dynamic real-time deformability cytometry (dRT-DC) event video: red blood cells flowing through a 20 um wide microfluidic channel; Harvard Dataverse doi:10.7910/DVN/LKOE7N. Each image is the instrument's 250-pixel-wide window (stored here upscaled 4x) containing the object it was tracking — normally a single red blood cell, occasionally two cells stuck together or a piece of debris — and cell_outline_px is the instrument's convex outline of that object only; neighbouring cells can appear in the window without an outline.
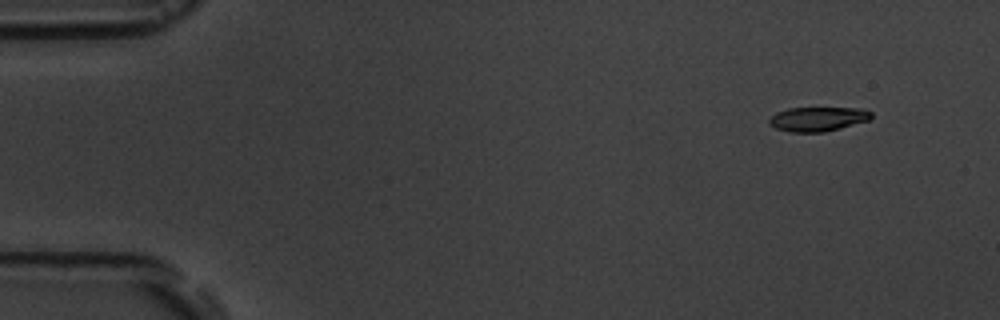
{"species": "common noctule bat (a hibernating species)", "species_latin": "Nyctalus noctula", "temperature_condition": "room temperature", "stored_images_in_passage": 6, "camera_frame_rate_fps": 3000, "um_per_image_px": 0.085, "animal": {"sex": "male", "body_mass_g": 19.5, "forearm_length_mm": 54.6}, "frame": {"image": 1, "passage_image": 1, "time_ms": 0.0, "image_size_px": [1000, 320], "cell_outline_px": [[872, 116], [868, 120], [840, 128], [824, 132], [792, 132], [776, 128], [768, 124], [768, 120], [776, 112], [788, 108], [860, 108], [872, 112]], "centroid_in_image_um": [69.49, 10.11], "position_along_channel_um": 15.5, "area_um2": 14.39}}
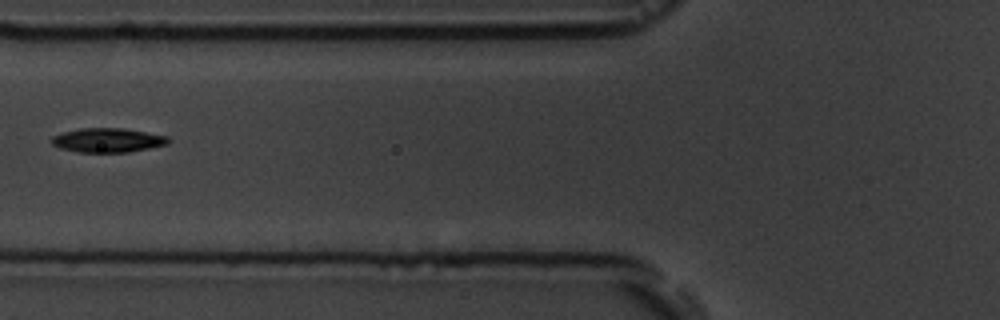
{"frame": {"image": 2, "passage_image": 5, "time_ms": 5.667, "image_size_px": [1000, 320], "cell_outline_px": [[172, 140], [168, 144], [128, 152], [80, 152], [60, 148], [52, 144], [48, 140], [52, 136], [64, 132], [80, 128], [124, 128], [168, 136]], "centroid_in_image_um": [9.15, 11.91], "position_along_channel_um": 116.6, "area_um2": 16.53}}
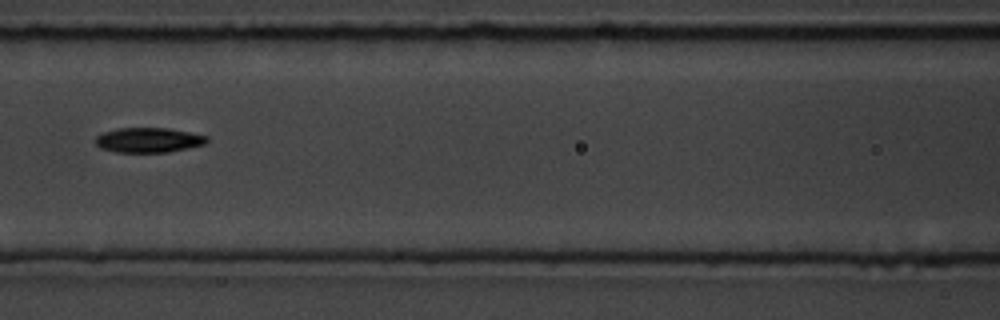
{"frame": {"image": 3, "passage_image": 6, "time_ms": 6.667, "image_size_px": [1000, 320], "cell_outline_px": [[208, 144], [168, 152], [116, 152], [100, 148], [96, 144], [96, 136], [104, 132], [116, 128], [168, 128], [208, 136]], "centroid_in_image_um": [12.64, 11.9], "position_along_channel_um": 154.0, "area_um2": 16.18}}